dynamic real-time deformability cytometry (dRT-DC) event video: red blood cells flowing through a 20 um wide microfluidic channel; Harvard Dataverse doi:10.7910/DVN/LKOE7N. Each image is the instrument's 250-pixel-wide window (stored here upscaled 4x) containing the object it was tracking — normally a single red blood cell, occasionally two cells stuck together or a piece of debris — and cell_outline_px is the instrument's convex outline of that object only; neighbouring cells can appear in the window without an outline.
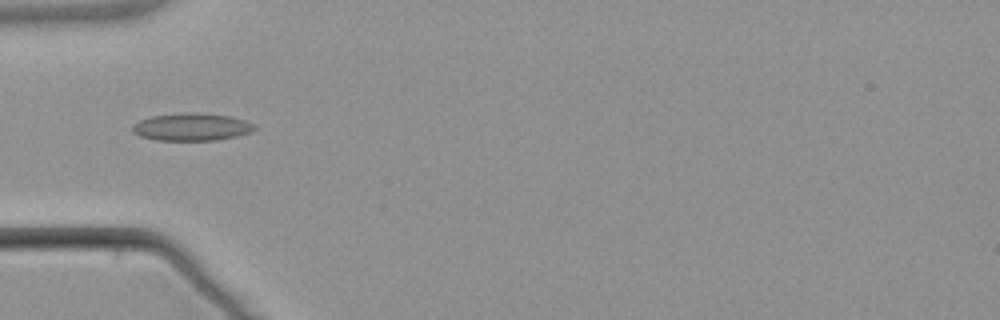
{"species": "common noctule bat (a hibernating species)", "species_latin": "Nyctalus noctula", "temperature_condition": "warm", "stored_images_in_passage": 4, "camera_frame_rate_fps": 3000, "um_per_image_px": 0.085, "animal": {"sex": "male", "body_mass_g": 21.5, "forearm_length_mm": 52.0}, "frame": {"image": 1, "passage_image": 4, "time_ms": 3.667, "image_size_px": [1000, 320], "cell_outline_px": [[256, 128], [252, 132], [236, 136], [216, 140], [156, 140], [140, 136], [132, 132], [132, 124], [140, 120], [152, 116], [180, 112], [200, 112], [232, 116], [256, 124]], "centroid_in_image_um": [16.3, 10.77], "position_along_channel_um": 68.7, "area_um2": 19.88}}